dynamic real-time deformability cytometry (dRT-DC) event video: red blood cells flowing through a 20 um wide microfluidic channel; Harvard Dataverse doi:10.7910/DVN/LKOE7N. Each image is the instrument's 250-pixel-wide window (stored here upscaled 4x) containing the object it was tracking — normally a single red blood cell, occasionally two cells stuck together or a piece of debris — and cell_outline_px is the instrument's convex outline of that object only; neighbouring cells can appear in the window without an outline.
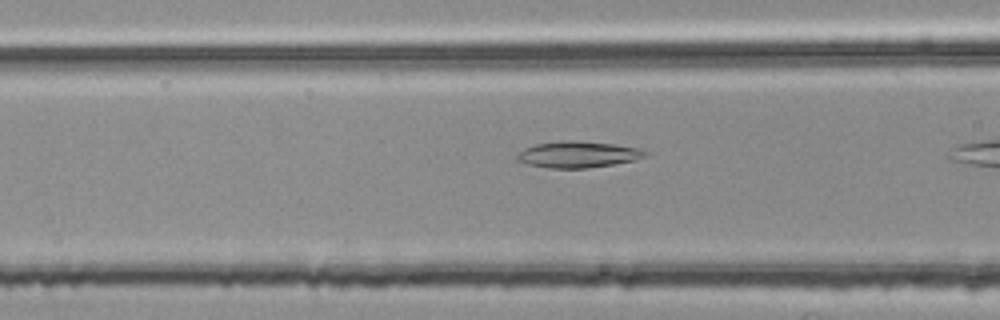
{"species": "common noctule bat (a hibernating species)", "species_latin": "Nyctalus noctula", "temperature_condition": "room temperature", "stored_images_in_passage": 10, "camera_frame_rate_fps": 3000, "um_per_image_px": 0.085, "animal": {"sex": "female", "body_mass_g": 25.1}, "frame": {"image": 1, "passage_image": 6, "time_ms": 1.667, "image_size_px": [1000, 320], "cell_outline_px": [[648, 152], [644, 156], [632, 160], [612, 164], [588, 168], [548, 168], [528, 164], [516, 160], [516, 156], [524, 148], [536, 144], [568, 140], [572, 140], [612, 144], [636, 148]], "centroid_in_image_um": [49.06, 13.13], "position_along_channel_um": 117.5, "area_um2": 19.25}}
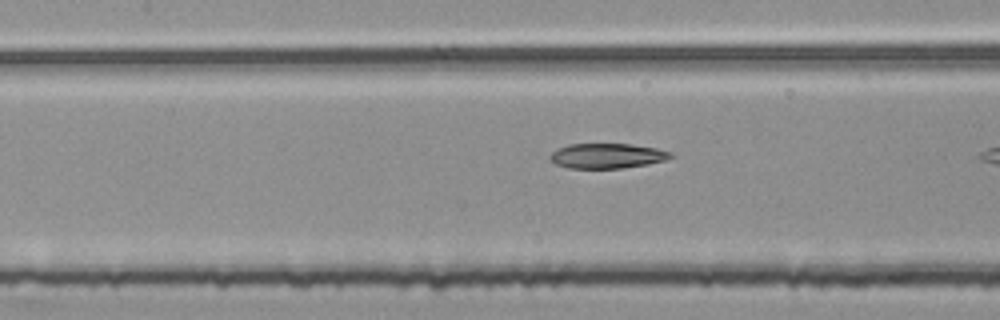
{"frame": {"image": 2, "passage_image": 9, "time_ms": 2.667, "image_size_px": [1000, 320], "cell_outline_px": [[676, 156], [664, 160], [648, 164], [620, 168], [568, 168], [556, 164], [548, 156], [556, 148], [568, 144], [632, 144], [656, 148], [672, 152]], "centroid_in_image_um": [51.61, 13.24], "position_along_channel_um": 155.8, "area_um2": 17.63}}